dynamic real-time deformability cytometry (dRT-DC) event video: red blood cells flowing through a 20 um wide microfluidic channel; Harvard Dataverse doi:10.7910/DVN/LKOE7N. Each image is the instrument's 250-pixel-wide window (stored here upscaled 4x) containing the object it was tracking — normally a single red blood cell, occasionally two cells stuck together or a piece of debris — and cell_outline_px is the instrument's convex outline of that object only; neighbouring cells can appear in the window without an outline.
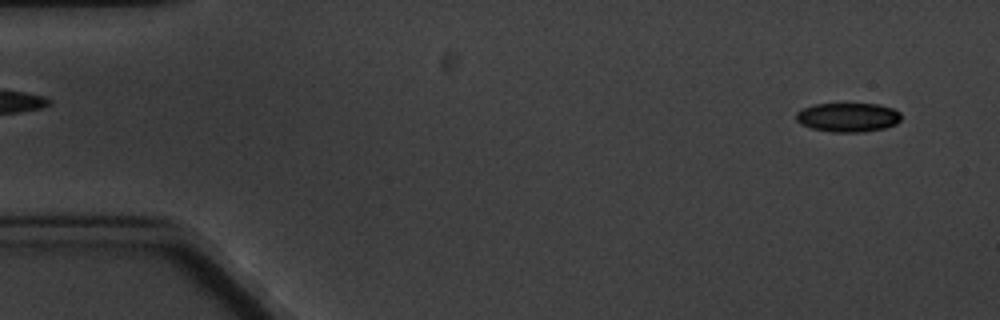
{"species": "common noctule bat (a hibernating species)", "species_latin": "Nyctalus noctula", "temperature_condition": "cold", "stored_images_in_passage": 6, "segment_of_instrument_passage": [2, 2], "camera_frame_rate_fps": 3000, "um_per_image_px": 0.085, "animal": {"sex": "male", "body_mass_g": 20.1, "forearm_length_mm": 53.5}, "frame": {"image": 1, "passage_image": 6, "time_ms": 6.667, "image_size_px": [1000, 320], "cell_outline_px": [[900, 120], [896, 124], [884, 128], [860, 132], [832, 132], [812, 128], [800, 124], [796, 120], [796, 112], [804, 108], [816, 104], [876, 104], [892, 108], [900, 112]], "centroid_in_image_um": [72.06, 9.97], "position_along_channel_um": 12.9, "area_um2": 17.69}}